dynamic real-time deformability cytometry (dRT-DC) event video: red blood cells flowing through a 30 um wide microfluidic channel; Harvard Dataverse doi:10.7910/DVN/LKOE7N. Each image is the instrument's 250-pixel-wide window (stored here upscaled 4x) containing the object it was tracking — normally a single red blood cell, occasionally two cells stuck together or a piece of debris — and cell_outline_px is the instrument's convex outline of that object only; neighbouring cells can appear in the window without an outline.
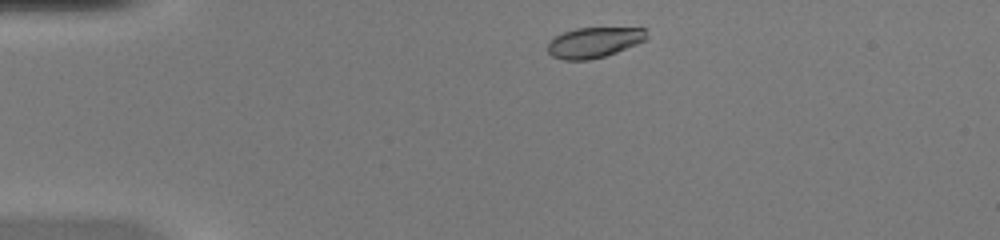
{"species": "common noctule bat (a hibernating species)", "species_latin": "Nyctalus noctula", "temperature_condition": "warm", "stored_images_in_passage": 41, "camera_frame_rate_fps": 3000, "um_per_image_px": 0.085, "animal": {"sex": "female", "body_mass_g": 20.0, "forearm_length_mm": 54.0}, "frame": {"image": 1, "passage_image": 2, "time_ms": 0.333, "image_size_px": [1000, 240], "cell_outline_px": [[648, 36], [644, 40], [636, 44], [616, 52], [604, 56], [588, 60], [564, 60], [552, 56], [548, 52], [548, 40], [564, 32], [576, 28], [648, 28]], "centroid_in_image_um": [50.49, 3.6], "position_along_channel_um": 34.5, "area_um2": 17.51}}
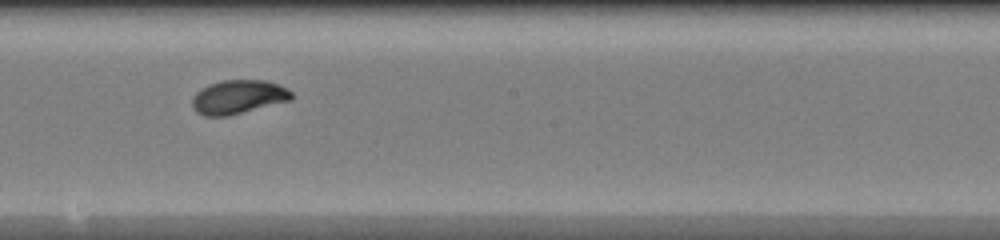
{"frame": {"image": 2, "passage_image": 20, "time_ms": 6.333, "image_size_px": [1000, 240], "cell_outline_px": [[292, 100], [228, 116], [204, 116], [196, 112], [192, 108], [192, 96], [200, 88], [208, 84], [224, 80], [264, 80], [288, 88], [292, 92]], "centroid_in_image_um": [20.22, 8.24], "position_along_channel_um": 228.0, "area_um2": 19.77}}
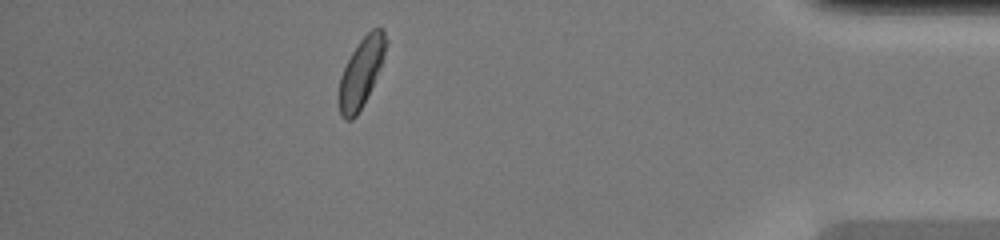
{"frame": {"image": 3, "passage_image": 36, "time_ms": 11.667, "image_size_px": [1000, 240], "cell_outline_px": [[388, 44], [384, 56], [376, 76], [356, 116], [352, 120], [344, 120], [340, 116], [340, 76], [352, 52], [360, 40], [372, 28], [384, 28], [388, 40]], "centroid_in_image_um": [30.72, 6.1], "position_along_channel_um": 404.5, "area_um2": 18.32}, "authors_computed_cell_mechanics": {"area_um2": 19.3052, "velocity_mm_per_s": 4.106, "shape_relaxation_time_tau1_ms": 2.6596, "shape_relaxation_time_tau2_ms": 0.5876, "deformation_change_tau1": 0.1419, "deformation_change_tau2": 0.03}}